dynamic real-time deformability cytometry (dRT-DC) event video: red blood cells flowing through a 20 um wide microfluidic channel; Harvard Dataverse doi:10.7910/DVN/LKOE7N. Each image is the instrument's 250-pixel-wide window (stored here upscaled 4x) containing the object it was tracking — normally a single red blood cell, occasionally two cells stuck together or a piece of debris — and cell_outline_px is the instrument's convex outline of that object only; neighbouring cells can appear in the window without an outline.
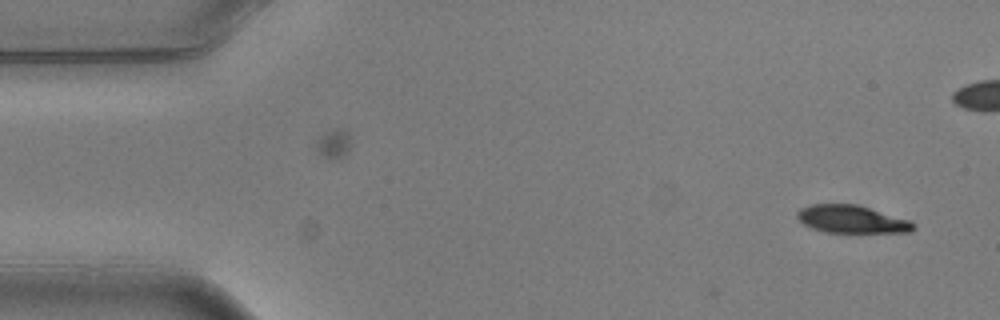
{"species": "common noctule bat (a hibernating species)", "species_latin": "Nyctalus noctula", "temperature_condition": "warm", "stored_images_in_passage": 4, "camera_frame_rate_fps": 3000, "um_per_image_px": 0.085, "animal": {"sex": "male", "body_mass_g": 20.5, "forearm_length_mm": 52.5}, "frame": {"image": 1, "passage_image": 1, "time_ms": 0.0, "image_size_px": [1000, 320], "cell_outline_px": [[916, 228], [912, 232], [828, 232], [812, 228], [804, 224], [796, 216], [796, 212], [800, 208], [812, 204], [860, 204], [912, 220], [916, 224]], "centroid_in_image_um": [72.47, 18.62], "position_along_channel_um": 12.5, "area_um2": 19.07}}